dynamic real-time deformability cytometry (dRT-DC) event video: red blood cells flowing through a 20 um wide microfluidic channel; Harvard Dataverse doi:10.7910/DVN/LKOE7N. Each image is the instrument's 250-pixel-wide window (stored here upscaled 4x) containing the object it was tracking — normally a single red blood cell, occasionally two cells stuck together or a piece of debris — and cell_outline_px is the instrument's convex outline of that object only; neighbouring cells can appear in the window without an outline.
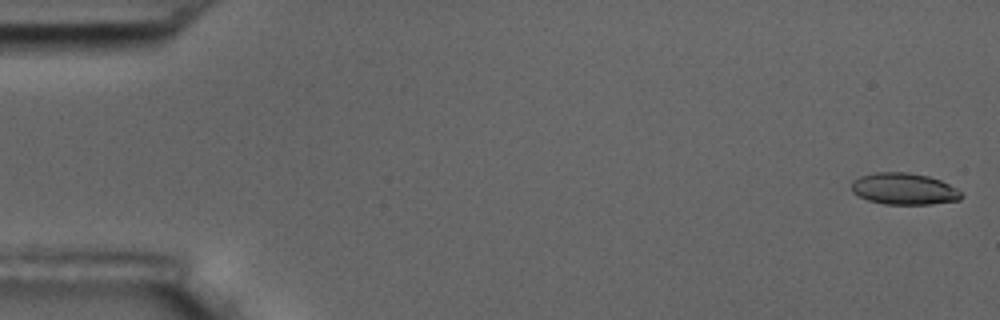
{"species": "common noctule bat (a hibernating species)", "species_latin": "Nyctalus noctula", "temperature_condition": "room temperature", "stored_images_in_passage": 5, "camera_frame_rate_fps": 3000, "um_per_image_px": 0.085, "animal": {"sex": "male", "body_mass_g": 17.5, "forearm_length_mm": 52.3}, "frame": {"image": 1, "passage_image": 1, "time_ms": 0.0, "image_size_px": [1000, 320], "cell_outline_px": [[964, 196], [960, 200], [932, 204], [884, 204], [868, 200], [852, 192], [852, 180], [860, 176], [876, 172], [908, 172], [928, 176], [940, 180], [956, 188]], "centroid_in_image_um": [76.84, 16.05], "position_along_channel_um": 8.2, "area_um2": 20.23}}
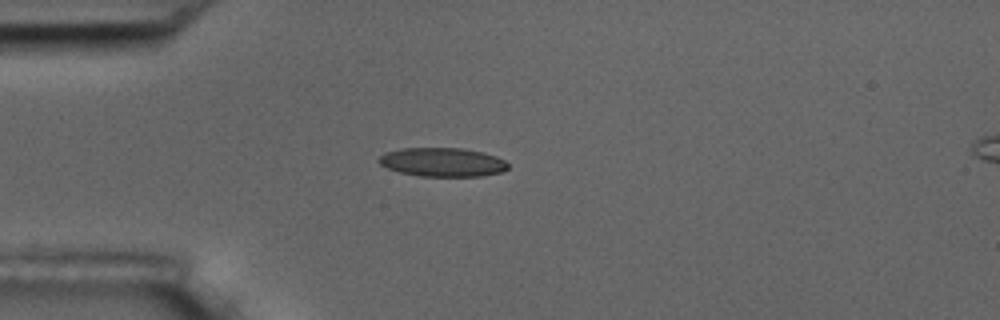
{"frame": {"image": 2, "passage_image": 5, "time_ms": 4.667, "image_size_px": [1000, 320], "cell_outline_px": [[508, 168], [500, 172], [480, 176], [420, 176], [400, 172], [388, 168], [380, 164], [376, 160], [384, 152], [400, 148], [464, 148], [484, 152], [496, 156], [504, 160], [508, 164]], "centroid_in_image_um": [37.59, 13.77], "position_along_channel_um": 47.4, "area_um2": 21.79}}